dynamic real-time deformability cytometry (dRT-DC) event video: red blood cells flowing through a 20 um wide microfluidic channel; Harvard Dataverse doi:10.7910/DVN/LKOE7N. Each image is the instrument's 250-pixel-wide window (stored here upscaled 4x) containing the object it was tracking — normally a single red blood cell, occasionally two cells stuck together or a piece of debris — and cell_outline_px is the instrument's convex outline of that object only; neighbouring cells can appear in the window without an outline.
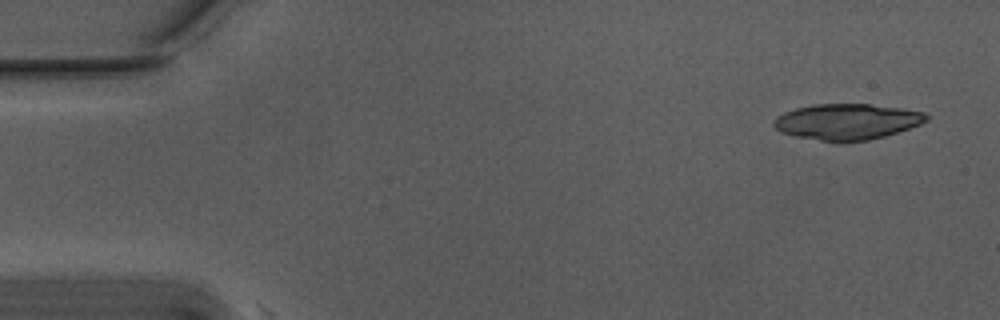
{"species": "Egyptian fruit bat (a non-hibernating species)", "species_latin": "Rousettus aegyptiacus", "temperature_condition": "warm", "stored_images_in_passage": 2, "camera_frame_rate_fps": 3000, "um_per_image_px": 0.085, "animal": {"sex": "male"}, "frame": {"image": 1, "passage_image": 1, "time_ms": 0.0, "image_size_px": [1000, 320], "cell_outline_px": [[928, 120], [920, 124], [884, 136], [868, 140], [820, 140], [796, 136], [780, 132], [772, 124], [776, 116], [784, 112], [796, 108], [812, 104], [868, 104], [904, 108], [924, 112], [928, 116]], "centroid_in_image_um": [71.98, 10.31], "position_along_channel_um": 13.0, "area_um2": 31.5}}